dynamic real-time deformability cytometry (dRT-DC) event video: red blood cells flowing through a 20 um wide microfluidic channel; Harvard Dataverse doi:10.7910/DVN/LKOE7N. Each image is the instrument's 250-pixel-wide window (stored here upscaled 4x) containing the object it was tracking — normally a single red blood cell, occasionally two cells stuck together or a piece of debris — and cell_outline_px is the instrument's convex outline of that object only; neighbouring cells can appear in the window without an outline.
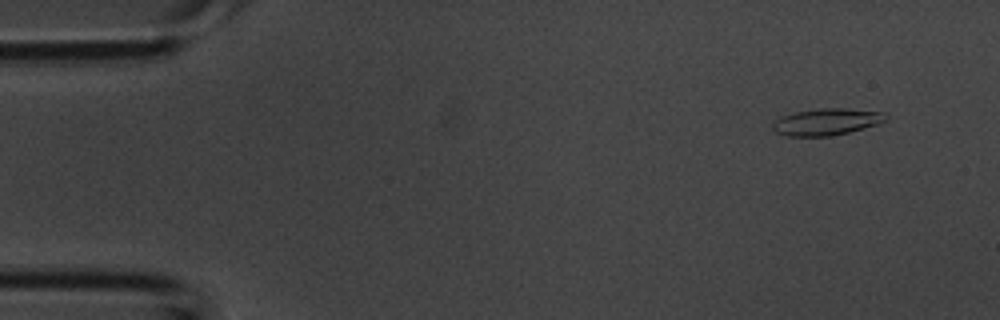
{"species": "common noctule bat (a hibernating species)", "species_latin": "Nyctalus noctula", "temperature_condition": "room temperature", "stored_images_in_passage": 42, "segment_of_instrument_passage": [1, 2], "camera_frame_rate_fps": 3000, "um_per_image_px": 0.085, "animal": {"sex": "male", "body_mass_g": 20.1, "forearm_length_mm": 53.5}, "frame": {"image": 1, "passage_image": 3, "time_ms": 0.667, "image_size_px": [1000, 320], "cell_outline_px": [[888, 120], [880, 124], [832, 136], [788, 136], [776, 132], [772, 128], [772, 124], [776, 120], [792, 112], [820, 108], [844, 108], [884, 112], [888, 116]], "centroid_in_image_um": [70.3, 10.35], "position_along_channel_um": 14.7, "area_um2": 17.74}}
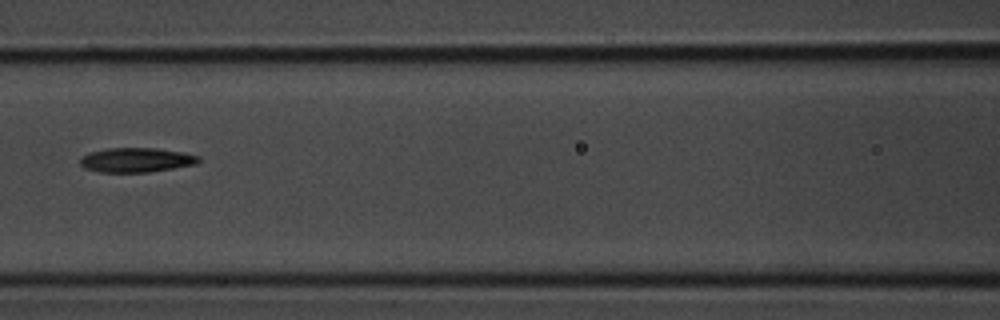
{"frame": {"image": 2, "passage_image": 18, "time_ms": 5.667, "image_size_px": [1000, 320], "cell_outline_px": [[200, 160], [196, 164], [148, 172], [100, 172], [84, 168], [80, 164], [80, 156], [92, 152], [108, 148], [156, 148], [184, 152], [200, 156]], "centroid_in_image_um": [11.58, 13.59], "position_along_channel_um": 155.0, "area_um2": 16.88}}
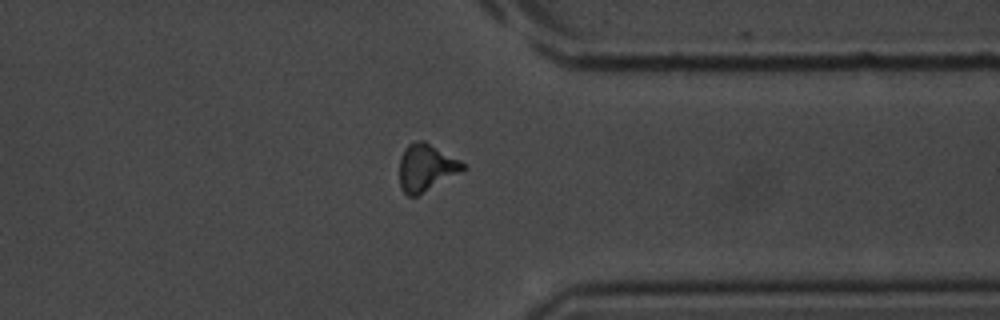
{"frame": {"image": 3, "passage_image": 32, "time_ms": 10.333, "image_size_px": [1000, 320], "cell_outline_px": [[468, 168], [464, 172], [416, 196], [408, 196], [400, 188], [400, 156], [404, 148], [408, 144], [416, 140], [424, 140], [460, 160]], "centroid_in_image_um": [36.24, 14.24], "position_along_channel_um": 375.2, "area_um2": 17.74}}